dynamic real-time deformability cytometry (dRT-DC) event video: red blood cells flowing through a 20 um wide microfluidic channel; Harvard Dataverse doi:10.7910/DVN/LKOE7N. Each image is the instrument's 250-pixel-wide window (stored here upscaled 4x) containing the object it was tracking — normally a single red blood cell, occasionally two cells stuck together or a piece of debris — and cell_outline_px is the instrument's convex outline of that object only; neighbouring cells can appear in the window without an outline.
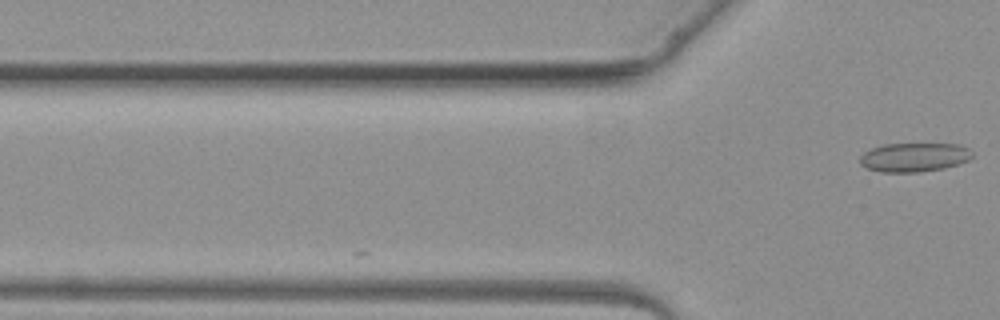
{"species": "common noctule bat (a hibernating species)", "species_latin": "Nyctalus noctula", "temperature_condition": "warm", "stored_images_in_passage": 3, "camera_frame_rate_fps": 3000, "um_per_image_px": 0.085, "animal": {"sex": "female", "body_mass_g": 19.3, "forearm_length_mm": 54.1}, "frame": {"image": 1, "passage_image": 3, "time_ms": 2.0, "image_size_px": [1000, 320], "cell_outline_px": [[972, 156], [968, 160], [960, 164], [944, 168], [920, 172], [880, 172], [868, 168], [860, 164], [860, 156], [864, 152], [872, 148], [884, 144], [960, 144], [968, 148], [972, 152]], "centroid_in_image_um": [77.72, 13.37], "position_along_channel_um": 48.1, "area_um2": 19.02}}